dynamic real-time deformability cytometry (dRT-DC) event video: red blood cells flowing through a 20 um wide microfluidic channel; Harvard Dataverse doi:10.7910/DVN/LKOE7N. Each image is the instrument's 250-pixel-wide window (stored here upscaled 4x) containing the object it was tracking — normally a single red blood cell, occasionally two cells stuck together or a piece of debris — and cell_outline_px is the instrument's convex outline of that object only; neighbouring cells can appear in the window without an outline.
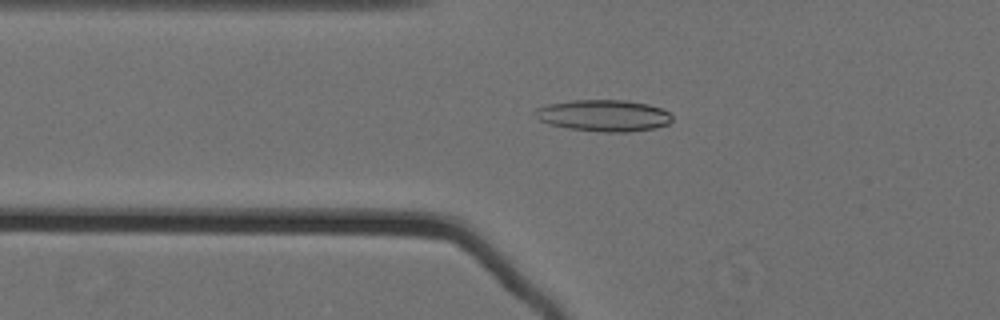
{"species": "Egyptian fruit bat (a non-hibernating species)", "species_latin": "Rousettus aegyptiacus", "temperature_condition": "cold", "stored_images_in_passage": 41, "camera_frame_rate_fps": 3000, "um_per_image_px": 0.085, "animal": {"sex": "female"}, "frame": {"image": 1, "passage_image": 6, "time_ms": 1.667, "image_size_px": [1000, 320], "cell_outline_px": [[672, 120], [668, 124], [656, 128], [628, 132], [604, 132], [568, 128], [548, 124], [540, 120], [532, 112], [536, 108], [548, 104], [572, 100], [624, 100], [648, 104], [660, 108], [668, 112], [672, 116]], "centroid_in_image_um": [51.3, 9.82], "position_along_channel_um": 74.5, "area_um2": 25.26}}
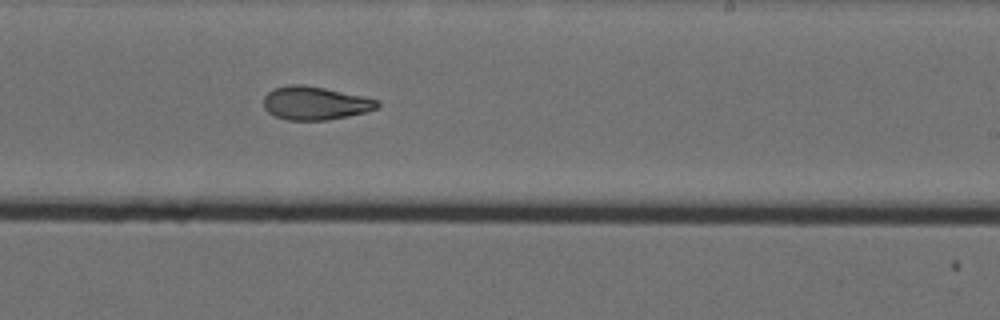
{"frame": {"image": 2, "passage_image": 22, "time_ms": 7.0, "image_size_px": [1000, 320], "cell_outline_px": [[380, 108], [368, 112], [328, 120], [288, 120], [276, 116], [268, 112], [264, 108], [264, 96], [272, 88], [292, 84], [304, 84], [364, 96], [380, 100]], "centroid_in_image_um": [26.83, 8.76], "position_along_channel_um": 262.2, "area_um2": 22.37}}
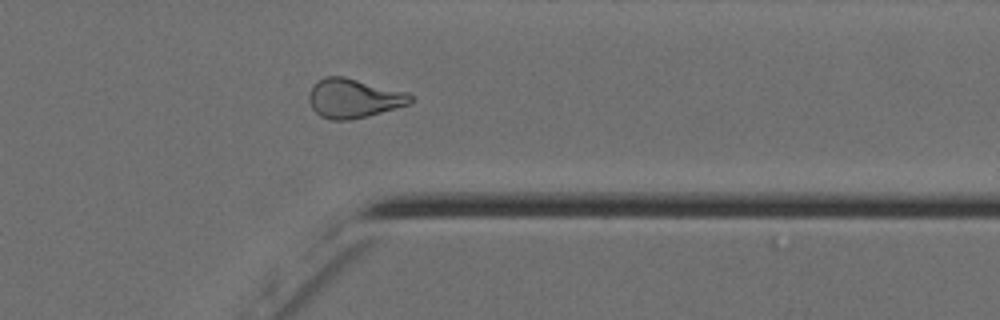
{"frame": {"image": 3, "passage_image": 32, "time_ms": 10.333, "image_size_px": [1000, 320], "cell_outline_px": [[412, 100], [408, 104], [368, 116], [348, 120], [328, 120], [320, 116], [312, 108], [308, 100], [308, 92], [312, 84], [316, 80], [324, 76], [344, 76], [408, 92], [412, 96]], "centroid_in_image_um": [30.0, 8.34], "position_along_channel_um": 381.4, "area_um2": 23.47}, "authors_computed_cell_mechanics": {"area_um2": 22.542, "velocity_mm_per_s": 3.5907, "shape_relaxation_time_tau1_ms": 10.745, "shape_relaxation_time_tau2_ms": 3.1926, "deformation_change_tau1": 0.2451, "deformation_change_tau2": 0.1008}}